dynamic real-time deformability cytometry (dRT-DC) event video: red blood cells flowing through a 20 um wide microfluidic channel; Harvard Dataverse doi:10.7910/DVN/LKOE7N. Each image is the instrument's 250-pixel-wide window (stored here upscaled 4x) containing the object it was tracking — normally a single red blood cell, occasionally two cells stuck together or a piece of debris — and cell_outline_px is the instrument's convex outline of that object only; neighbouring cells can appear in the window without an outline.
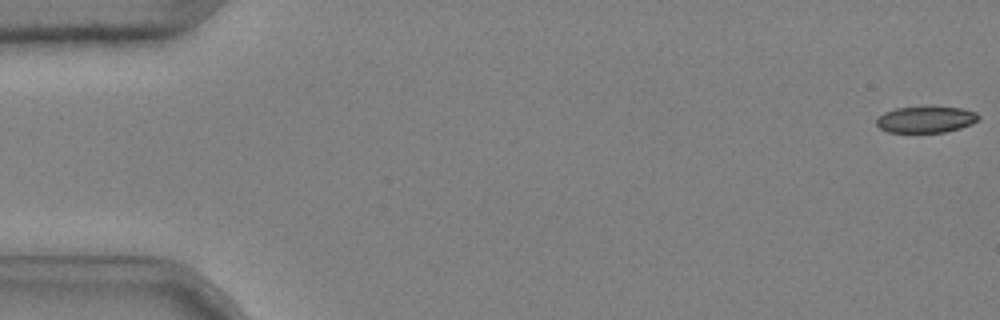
{"species": "common noctule bat (a hibernating species)", "species_latin": "Nyctalus noctula", "temperature_condition": "cold", "stored_images_in_passage": 4, "camera_frame_rate_fps": 3000, "um_per_image_px": 0.085, "animal": {"sex": "male", "body_mass_g": 20.4}, "frame": {"image": 1, "passage_image": 1, "time_ms": 0.0, "image_size_px": [1000, 320], "cell_outline_px": [[980, 116], [972, 124], [960, 128], [944, 132], [888, 132], [880, 128], [876, 124], [876, 120], [884, 112], [896, 108], [960, 108], [976, 112]], "centroid_in_image_um": [78.68, 10.18], "position_along_channel_um": 6.3, "area_um2": 15.26}}
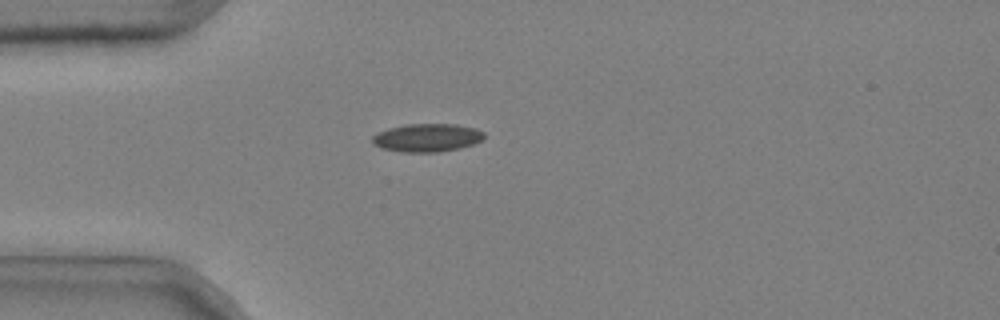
{"frame": {"image": 2, "passage_image": 4, "time_ms": 1.0, "image_size_px": [1000, 320], "cell_outline_px": [[484, 136], [480, 140], [472, 144], [460, 148], [436, 152], [400, 152], [384, 148], [372, 144], [372, 136], [388, 128], [408, 124], [456, 124], [476, 128], [484, 132]], "centroid_in_image_um": [36.3, 11.7], "position_along_channel_um": 48.7, "area_um2": 18.21}}